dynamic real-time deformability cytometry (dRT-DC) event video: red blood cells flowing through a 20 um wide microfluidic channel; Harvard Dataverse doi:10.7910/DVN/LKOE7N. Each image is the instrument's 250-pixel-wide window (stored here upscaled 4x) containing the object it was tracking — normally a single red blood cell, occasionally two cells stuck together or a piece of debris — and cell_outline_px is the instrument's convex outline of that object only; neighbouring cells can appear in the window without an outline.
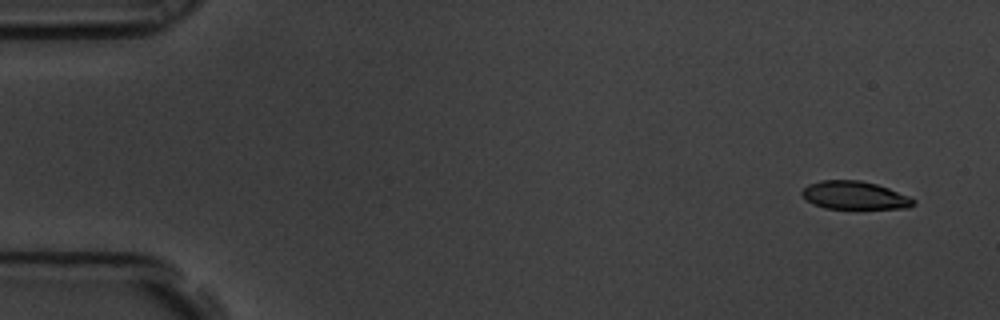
{"species": "common noctule bat (a hibernating species)", "species_latin": "Nyctalus noctula", "temperature_condition": "room temperature", "stored_images_in_passage": 6, "segment_of_instrument_passage": [1, 2], "camera_frame_rate_fps": 3000, "um_per_image_px": 0.085, "animal": {"sex": "male", "body_mass_g": 19.5, "forearm_length_mm": 54.6}, "frame": {"image": 1, "passage_image": 1, "time_ms": 0.0, "image_size_px": [1000, 320], "cell_outline_px": [[916, 204], [908, 208], [824, 208], [812, 204], [800, 192], [808, 184], [820, 180], [860, 180], [876, 184], [888, 188], [908, 196], [916, 200]], "centroid_in_image_um": [72.63, 16.6], "position_along_channel_um": 12.4, "area_um2": 18.15}}
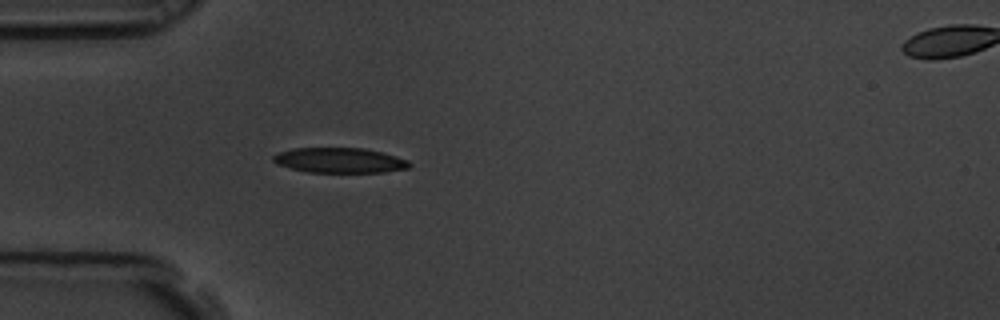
{"frame": {"image": 2, "passage_image": 5, "time_ms": 1.333, "image_size_px": [1000, 320], "cell_outline_px": [[412, 164], [408, 168], [384, 172], [308, 172], [276, 164], [272, 160], [272, 156], [280, 152], [292, 148], [364, 148], [384, 152], [408, 160]], "centroid_in_image_um": [28.88, 13.62], "position_along_channel_um": 56.1, "area_um2": 19.94}}